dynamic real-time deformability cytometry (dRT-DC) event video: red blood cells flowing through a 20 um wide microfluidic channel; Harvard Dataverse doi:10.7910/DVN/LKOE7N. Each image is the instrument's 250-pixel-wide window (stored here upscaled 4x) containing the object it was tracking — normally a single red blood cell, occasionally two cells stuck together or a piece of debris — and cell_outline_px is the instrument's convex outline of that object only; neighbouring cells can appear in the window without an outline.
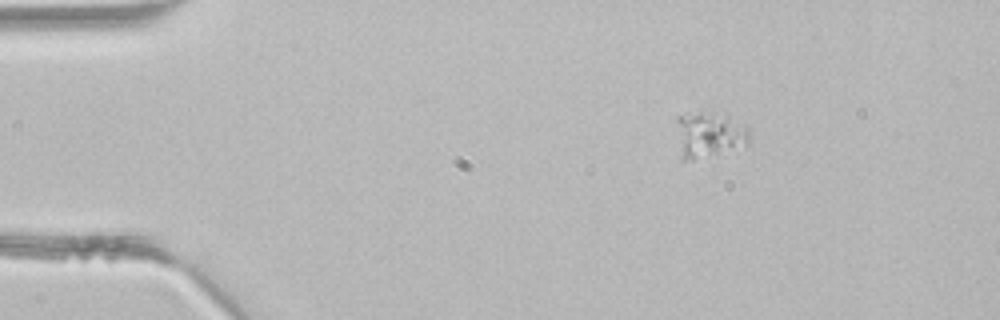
{"species": "common noctule bat (a hibernating species)", "species_latin": "Nyctalus noctula", "temperature_condition": "room temperature", "stored_images_in_passage": 3, "camera_frame_rate_fps": 3000, "um_per_image_px": 0.085, "animal": {"sex": "male", "body_mass_g": 21.5, "forearm_length_mm": 52.0}, "frame": {"image": 1, "passage_image": 3, "time_ms": 0.667, "image_size_px": [1000, 320], "cell_outline_px": [[748, 144], [692, 160], [684, 160], [680, 156], [676, 120], [676, 116], [688, 112], [712, 112], [728, 116], [744, 124], [748, 128]], "centroid_in_image_um": [60.23, 11.41], "position_along_channel_um": 24.8, "area_um2": 19.31}}